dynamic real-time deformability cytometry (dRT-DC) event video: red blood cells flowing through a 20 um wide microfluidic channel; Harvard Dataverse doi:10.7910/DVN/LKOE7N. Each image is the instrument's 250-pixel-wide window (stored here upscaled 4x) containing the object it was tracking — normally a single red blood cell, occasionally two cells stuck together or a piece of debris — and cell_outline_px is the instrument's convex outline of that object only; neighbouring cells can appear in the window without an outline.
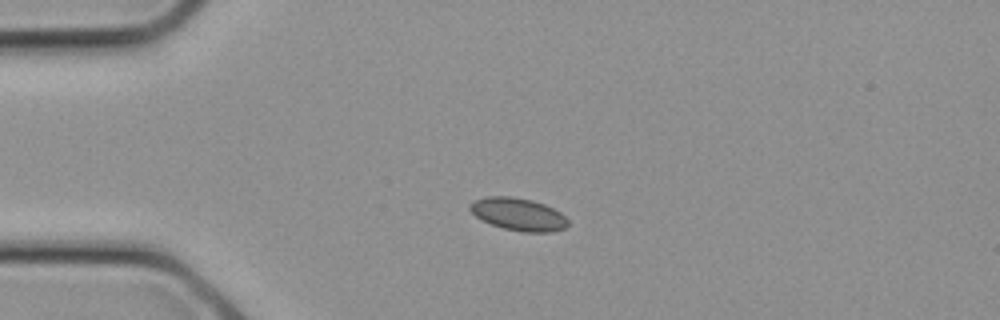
{"species": "common noctule bat (a hibernating species)", "species_latin": "Nyctalus noctula", "temperature_condition": "cold", "stored_images_in_passage": 15, "camera_frame_rate_fps": 3000, "um_per_image_px": 0.085, "animal": {"sex": "female", "body_mass_g": 21.9}, "frame": {"image": 1, "passage_image": 5, "time_ms": 1.333, "image_size_px": [1000, 320], "cell_outline_px": [[568, 224], [564, 228], [552, 232], [524, 232], [504, 228], [492, 224], [476, 216], [468, 208], [468, 204], [472, 200], [488, 196], [512, 196], [532, 200], [544, 204], [560, 212], [568, 220]], "centroid_in_image_um": [44.04, 18.19], "position_along_channel_um": 41.0, "area_um2": 18.55}}
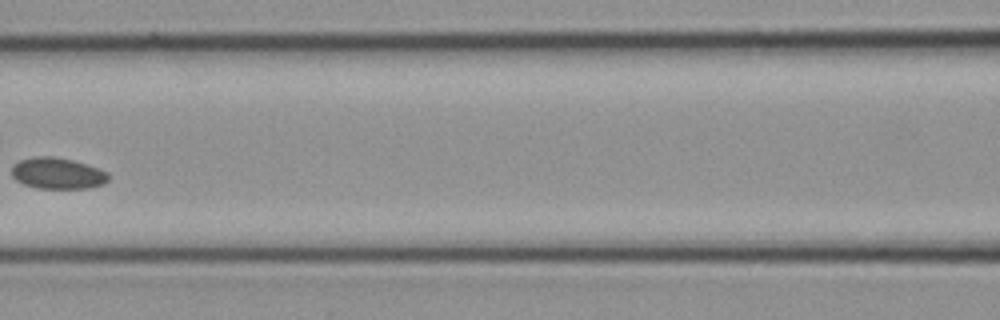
{"frame": {"image": 2, "passage_image": 11, "time_ms": 3.333, "image_size_px": [1000, 320], "cell_outline_px": [[108, 180], [104, 184], [88, 188], [36, 188], [24, 184], [16, 180], [12, 176], [12, 164], [20, 160], [32, 156], [52, 156], [72, 160], [88, 164], [108, 172]], "centroid_in_image_um": [4.88, 14.72], "position_along_channel_um": 161.7, "area_um2": 17.74}}
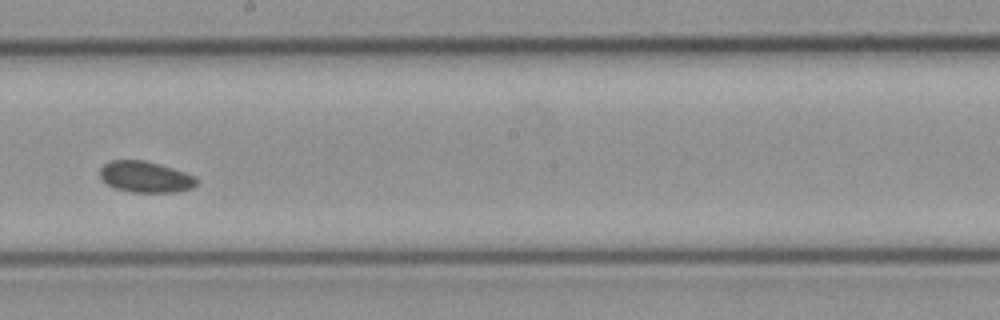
{"frame": {"image": 3, "passage_image": 14, "time_ms": 4.333, "image_size_px": [1000, 320], "cell_outline_px": [[200, 180], [192, 188], [176, 192], [132, 192], [116, 188], [108, 184], [100, 176], [100, 168], [104, 164], [112, 160], [144, 160], [160, 164], [196, 176]], "centroid_in_image_um": [12.4, 15.03], "position_along_channel_um": 235.8, "area_um2": 17.51}}